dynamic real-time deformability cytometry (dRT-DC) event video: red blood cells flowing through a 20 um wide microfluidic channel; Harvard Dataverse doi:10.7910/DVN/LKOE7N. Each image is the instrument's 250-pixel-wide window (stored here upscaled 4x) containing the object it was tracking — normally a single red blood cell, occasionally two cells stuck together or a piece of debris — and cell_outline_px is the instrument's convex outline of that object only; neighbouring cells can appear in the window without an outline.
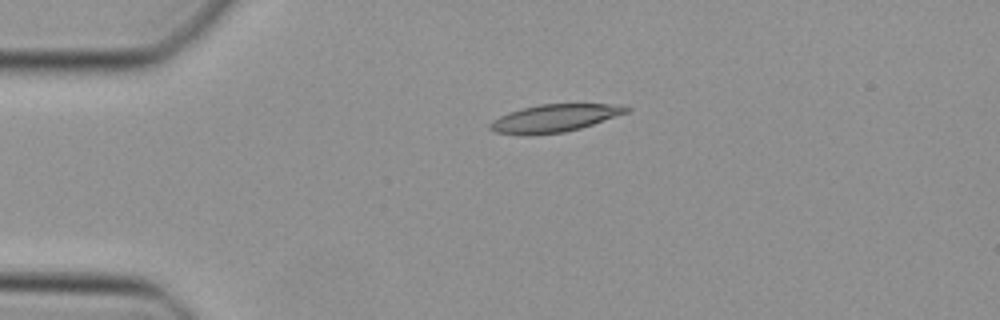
{"species": "Egyptian fruit bat (a non-hibernating species)", "species_latin": "Rousettus aegyptiacus", "temperature_condition": "cold", "stored_images_in_passage": 38, "camera_frame_rate_fps": 3000, "um_per_image_px": 0.085, "animal": {"sex": "female"}, "frame": {"image": 1, "passage_image": 1, "time_ms": 0.0, "image_size_px": [1000, 320], "cell_outline_px": [[632, 108], [628, 112], [580, 128], [564, 132], [528, 136], [496, 132], [488, 128], [488, 124], [492, 120], [508, 112], [540, 104], [620, 104]], "centroid_in_image_um": [47.1, 10.05], "position_along_channel_um": 37.9, "area_um2": 21.96}}
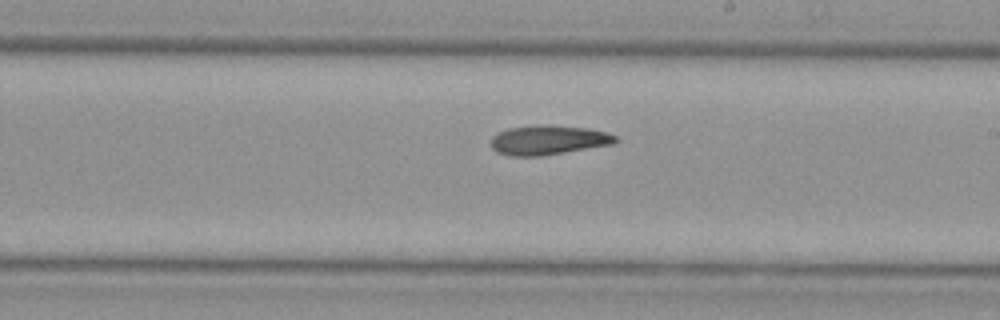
{"frame": {"image": 2, "passage_image": 18, "time_ms": 5.667, "image_size_px": [1000, 320], "cell_outline_px": [[620, 140], [616, 144], [540, 156], [512, 156], [496, 152], [492, 148], [492, 136], [508, 128], [540, 124], [544, 124], [588, 128], [608, 132], [616, 136]], "centroid_in_image_um": [46.66, 11.9], "position_along_channel_um": 242.3, "area_um2": 21.62}}
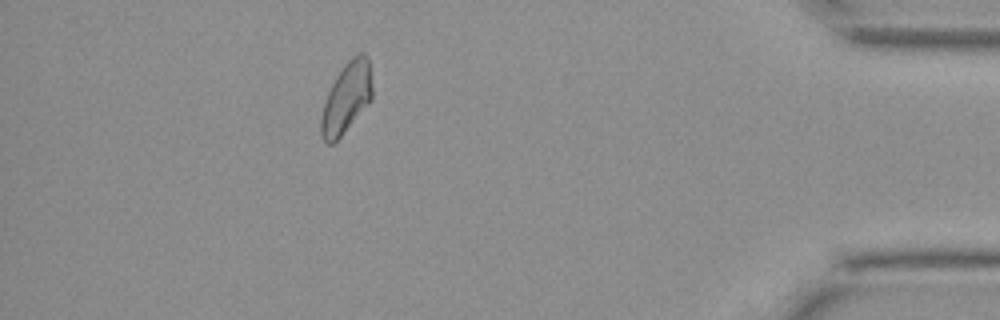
{"frame": {"image": 3, "passage_image": 33, "time_ms": 10.667, "image_size_px": [1000, 320], "cell_outline_px": [[372, 100], [340, 136], [332, 144], [328, 144], [324, 140], [320, 132], [320, 120], [324, 104], [328, 92], [336, 76], [344, 64], [356, 52], [364, 52], [368, 56], [372, 88]], "centroid_in_image_um": [29.46, 8.28], "position_along_channel_um": 405.7, "area_um2": 20.92}}